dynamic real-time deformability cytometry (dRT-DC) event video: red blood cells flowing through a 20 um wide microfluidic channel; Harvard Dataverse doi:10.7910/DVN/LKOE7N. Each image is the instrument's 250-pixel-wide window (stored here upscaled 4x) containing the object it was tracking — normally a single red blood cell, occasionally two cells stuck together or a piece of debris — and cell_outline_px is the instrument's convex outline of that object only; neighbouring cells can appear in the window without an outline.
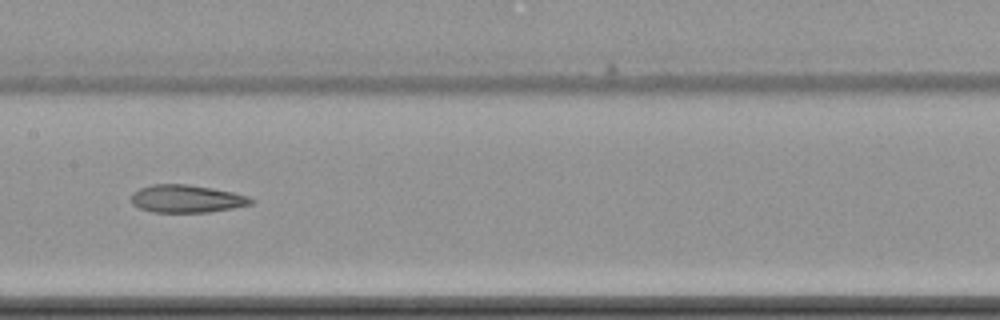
{"species": "common noctule bat (a hibernating species)", "species_latin": "Nyctalus noctula", "temperature_condition": "cold", "stored_images_in_passage": 10, "camera_frame_rate_fps": 3000, "um_per_image_px": 0.085, "animal": {"sex": "female", "body_mass_g": 22.7, "forearm_length_mm": 54.2}, "frame": {"image": 1, "passage_image": 9, "time_ms": 10.667, "image_size_px": [1000, 320], "cell_outline_px": [[256, 200], [252, 204], [232, 208], [208, 212], [152, 212], [140, 208], [132, 204], [132, 192], [140, 188], [152, 184], [188, 184], [212, 188], [232, 192], [248, 196]], "centroid_in_image_um": [15.87, 16.89], "position_along_channel_um": 191.5, "area_um2": 19.36}}
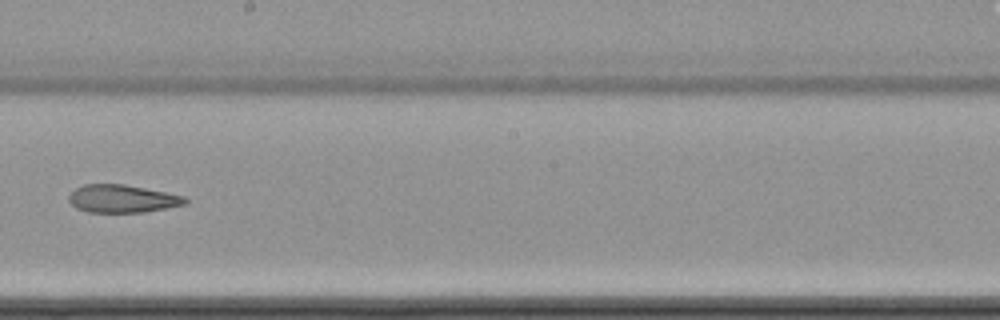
{"frame": {"image": 2, "passage_image": 10, "time_ms": 12.0, "image_size_px": [1000, 320], "cell_outline_px": [[188, 204], [168, 208], [144, 212], [88, 212], [76, 208], [68, 200], [68, 196], [76, 188], [84, 184], [124, 184], [184, 196], [188, 200]], "centroid_in_image_um": [10.4, 16.89], "position_along_channel_um": 237.8, "area_um2": 18.84}}